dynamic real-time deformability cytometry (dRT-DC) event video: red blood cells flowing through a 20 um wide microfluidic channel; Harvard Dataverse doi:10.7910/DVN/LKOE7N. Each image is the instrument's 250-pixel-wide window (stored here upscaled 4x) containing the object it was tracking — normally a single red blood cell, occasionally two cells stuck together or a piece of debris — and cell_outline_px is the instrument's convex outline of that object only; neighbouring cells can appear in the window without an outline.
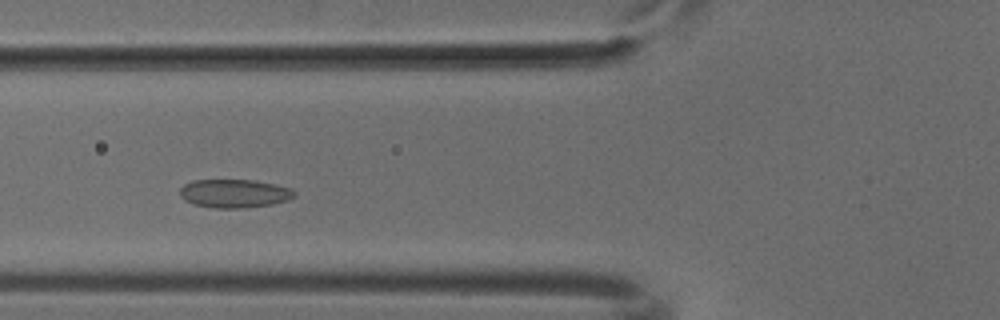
{"species": "common noctule bat (a hibernating species)", "species_latin": "Nyctalus noctula", "temperature_condition": "cold", "stored_images_in_passage": 37, "camera_frame_rate_fps": 3000, "um_per_image_px": 0.085, "animal": {"sex": "male", "body_mass_g": 18.8}, "frame": {"image": 1, "passage_image": 5, "time_ms": 1.333, "image_size_px": [1000, 320], "cell_outline_px": [[296, 196], [288, 200], [272, 204], [244, 208], [212, 208], [192, 204], [184, 200], [180, 196], [180, 188], [184, 184], [192, 180], [256, 180], [276, 184], [292, 188], [296, 192]], "centroid_in_image_um": [19.93, 16.44], "position_along_channel_um": 105.9, "area_um2": 19.31}}
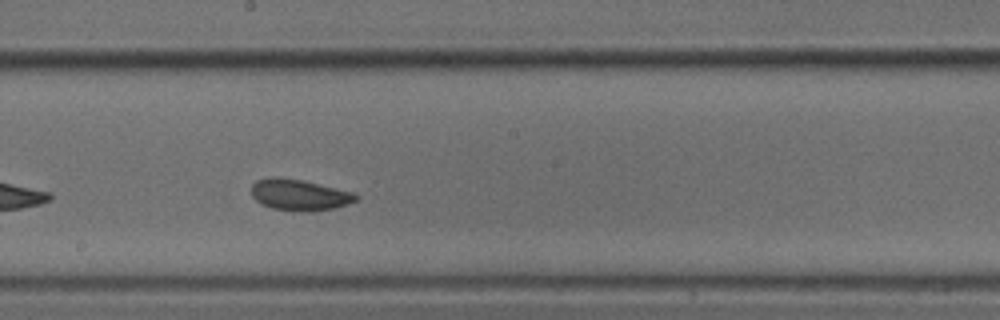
{"frame": {"image": 2, "passage_image": 14, "time_ms": 4.333, "image_size_px": [1000, 320], "cell_outline_px": [[360, 196], [356, 200], [348, 204], [336, 208], [312, 212], [308, 212], [272, 208], [256, 200], [252, 196], [252, 184], [256, 180], [276, 176], [300, 180], [336, 188], [352, 192]], "centroid_in_image_um": [25.46, 16.57], "position_along_channel_um": 222.7, "area_um2": 18.84}}
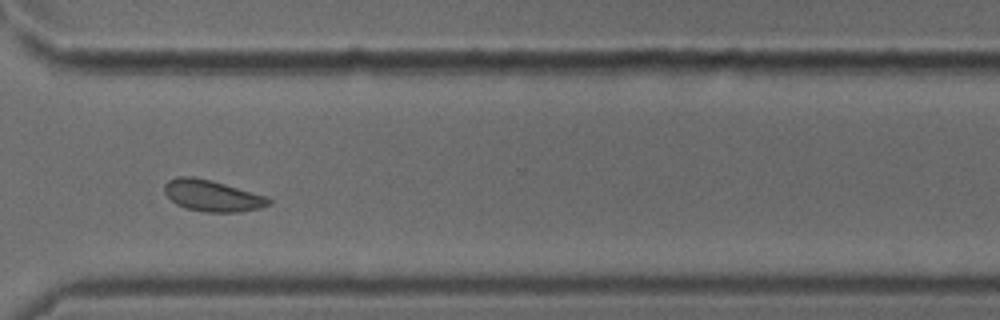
{"frame": {"image": 3, "passage_image": 24, "time_ms": 7.667, "image_size_px": [1000, 320], "cell_outline_px": [[272, 204], [260, 208], [240, 212], [204, 212], [188, 208], [176, 204], [164, 192], [164, 184], [168, 180], [176, 176], [192, 176], [212, 180], [268, 196], [272, 200]], "centroid_in_image_um": [18.07, 16.63], "position_along_channel_um": 352.5, "area_um2": 19.25}}